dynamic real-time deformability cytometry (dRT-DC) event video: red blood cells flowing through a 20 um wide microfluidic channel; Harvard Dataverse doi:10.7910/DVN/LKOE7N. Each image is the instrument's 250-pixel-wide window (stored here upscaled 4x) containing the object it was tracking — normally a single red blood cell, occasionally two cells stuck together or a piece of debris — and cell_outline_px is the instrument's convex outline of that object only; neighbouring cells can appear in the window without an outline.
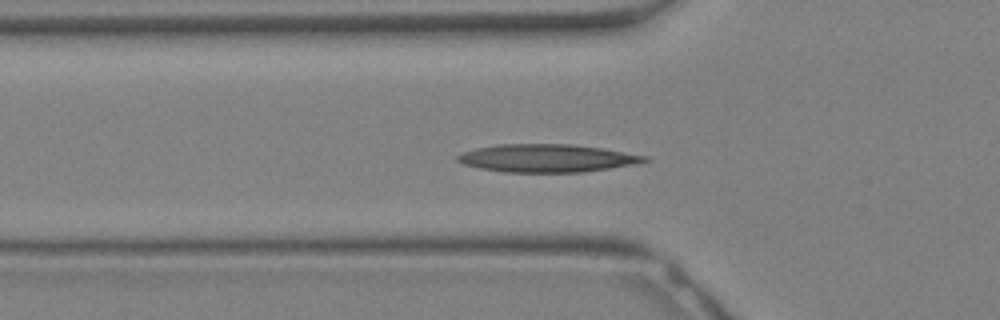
{"species": "Egyptian fruit bat (a non-hibernating species)", "species_latin": "Rousettus aegyptiacus", "temperature_condition": "warm", "stored_images_in_passage": 6, "camera_frame_rate_fps": 3000, "um_per_image_px": 0.085, "animal": {"sex": "female"}, "frame": {"image": 1, "passage_image": 5, "time_ms": 1.333, "image_size_px": [1000, 320], "cell_outline_px": [[652, 160], [608, 168], [584, 172], [504, 172], [480, 168], [464, 164], [456, 160], [456, 156], [464, 152], [476, 148], [496, 144], [572, 144], [604, 148], [648, 156]], "centroid_in_image_um": [46.49, 13.43], "position_along_channel_um": 79.3, "area_um2": 30.35}}